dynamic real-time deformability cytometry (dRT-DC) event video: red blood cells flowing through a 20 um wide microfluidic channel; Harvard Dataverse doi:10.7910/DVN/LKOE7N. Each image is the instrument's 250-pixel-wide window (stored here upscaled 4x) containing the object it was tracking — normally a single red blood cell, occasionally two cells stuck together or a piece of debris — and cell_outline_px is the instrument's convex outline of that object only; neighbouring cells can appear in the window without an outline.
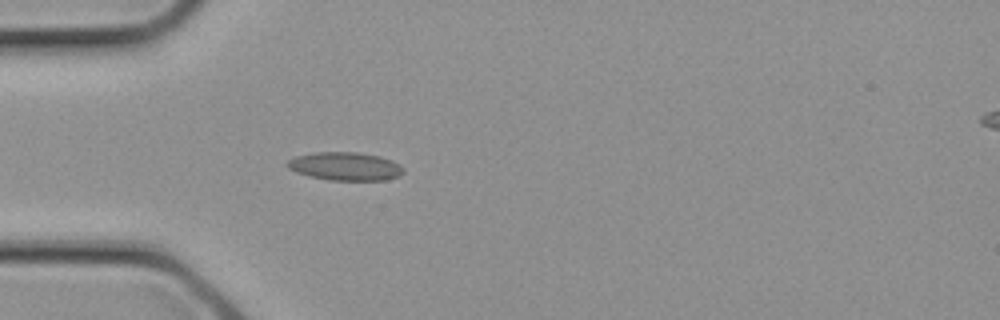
{"species": "common noctule bat (a hibernating species)", "species_latin": "Nyctalus noctula", "temperature_condition": "cold", "stored_images_in_passage": 3, "segment_of_instrument_passage": [1, 2], "camera_frame_rate_fps": 3000, "um_per_image_px": 0.085, "animal": {"sex": "female", "body_mass_g": 21.9}, "frame": {"image": 1, "passage_image": 2, "time_ms": 0.333, "image_size_px": [1000, 320], "cell_outline_px": [[404, 172], [400, 176], [384, 180], [328, 180], [296, 172], [288, 168], [284, 164], [288, 160], [296, 156], [316, 152], [356, 152], [380, 156], [392, 160], [400, 164], [404, 168]], "centroid_in_image_um": [29.36, 14.13], "position_along_channel_um": 55.6, "area_um2": 19.19}}